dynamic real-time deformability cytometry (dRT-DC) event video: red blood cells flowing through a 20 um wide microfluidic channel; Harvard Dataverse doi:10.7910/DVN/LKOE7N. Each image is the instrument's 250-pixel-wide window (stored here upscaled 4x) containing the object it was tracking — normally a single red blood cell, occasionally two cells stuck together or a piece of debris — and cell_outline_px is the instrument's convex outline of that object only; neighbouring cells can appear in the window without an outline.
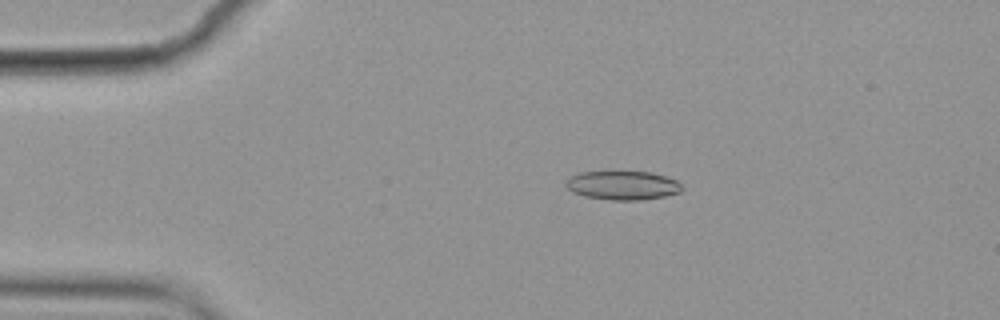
{"species": "common noctule bat (a hibernating species)", "species_latin": "Nyctalus noctula", "temperature_condition": "cold", "stored_images_in_passage": 4, "camera_frame_rate_fps": 3000, "um_per_image_px": 0.085, "animal": {"sex": "female", "body_mass_g": 19.9}, "frame": {"image": 1, "passage_image": 3, "time_ms": 0.667, "image_size_px": [1000, 320], "cell_outline_px": [[684, 188], [680, 192], [664, 196], [640, 200], [612, 200], [584, 196], [572, 192], [564, 184], [572, 176], [580, 172], [648, 172], [664, 176], [676, 180]], "centroid_in_image_um": [52.93, 15.76], "position_along_channel_um": 32.1, "area_um2": 19.31}}